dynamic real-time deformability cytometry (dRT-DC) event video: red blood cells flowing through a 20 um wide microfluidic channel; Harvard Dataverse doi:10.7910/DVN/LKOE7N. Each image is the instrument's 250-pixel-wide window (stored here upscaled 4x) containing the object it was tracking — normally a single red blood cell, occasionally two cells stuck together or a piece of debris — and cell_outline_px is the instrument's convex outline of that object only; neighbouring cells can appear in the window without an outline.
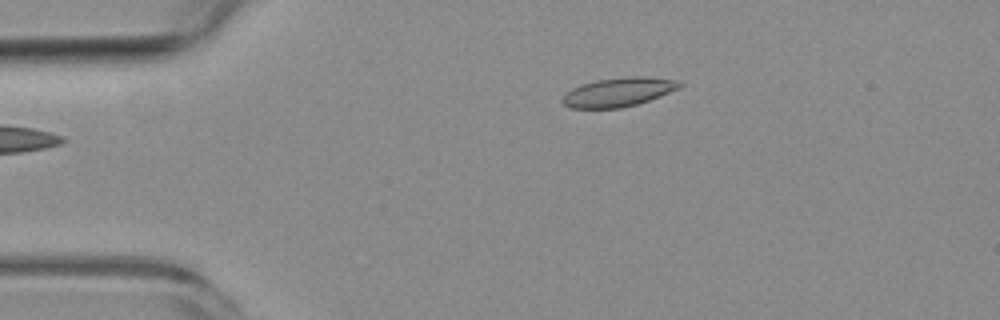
{"species": "common noctule bat (a hibernating species)", "species_latin": "Nyctalus noctula", "temperature_condition": "room temperature", "stored_images_in_passage": 4, "camera_frame_rate_fps": 3000, "um_per_image_px": 0.085, "animal": {"sex": "female", "body_mass_g": 19.3, "forearm_length_mm": 54.1}, "frame": {"image": 1, "passage_image": 4, "time_ms": 3.667, "image_size_px": [1000, 320], "cell_outline_px": [[684, 84], [680, 88], [660, 96], [636, 104], [620, 108], [568, 108], [560, 100], [572, 88], [580, 84], [596, 80], [628, 76], [644, 76], [680, 80]], "centroid_in_image_um": [52.59, 7.81], "position_along_channel_um": 32.4, "area_um2": 19.88}}